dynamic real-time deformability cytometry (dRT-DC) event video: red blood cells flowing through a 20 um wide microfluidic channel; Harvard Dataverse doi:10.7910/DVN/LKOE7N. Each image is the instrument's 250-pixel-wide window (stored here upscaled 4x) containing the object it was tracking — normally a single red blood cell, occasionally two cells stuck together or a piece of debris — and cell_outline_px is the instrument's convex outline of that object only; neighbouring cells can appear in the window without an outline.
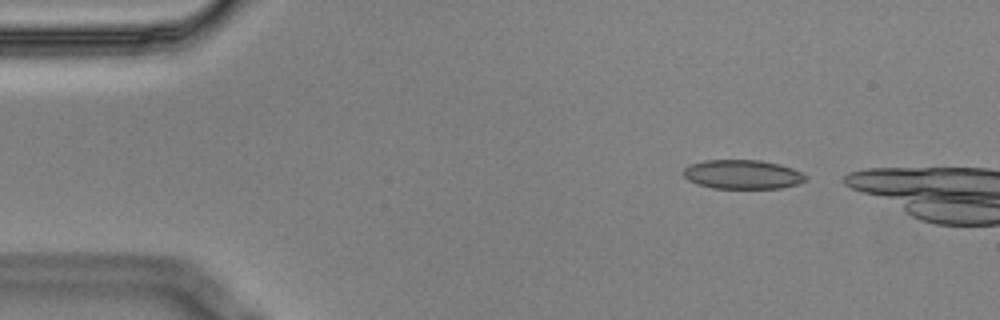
{"species": "Egyptian fruit bat (a non-hibernating species)", "species_latin": "Rousettus aegyptiacus", "temperature_condition": "cold", "stored_images_in_passage": 6, "camera_frame_rate_fps": 3000, "um_per_image_px": 0.085, "animal": {"sex": "male"}, "frame": {"image": 1, "passage_image": 1, "time_ms": 0.0, "image_size_px": [1000, 320], "cell_outline_px": [[808, 176], [804, 180], [796, 184], [780, 188], [712, 188], [696, 184], [688, 180], [684, 176], [684, 168], [688, 164], [704, 160], [760, 160], [780, 164], [792, 168]], "centroid_in_image_um": [63.07, 14.82], "position_along_channel_um": 21.9, "area_um2": 20.75}}